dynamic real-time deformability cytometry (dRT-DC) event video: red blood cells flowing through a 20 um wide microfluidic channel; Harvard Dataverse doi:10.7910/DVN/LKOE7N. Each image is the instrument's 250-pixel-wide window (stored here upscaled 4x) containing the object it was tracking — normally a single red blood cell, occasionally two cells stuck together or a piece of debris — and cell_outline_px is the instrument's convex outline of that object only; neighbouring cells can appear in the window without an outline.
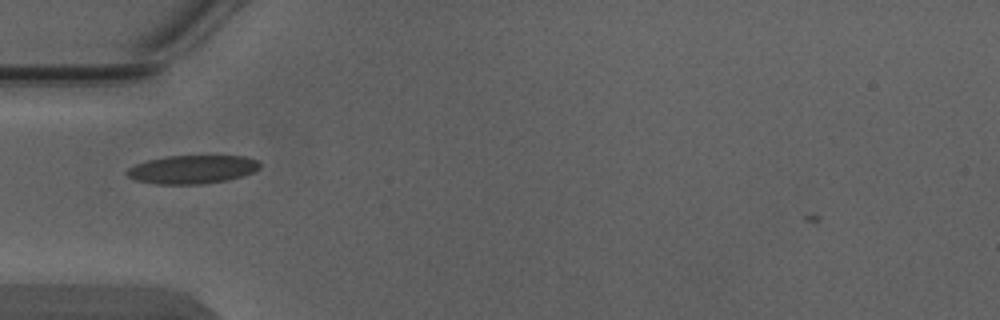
{"species": "Egyptian fruit bat (a non-hibernating species)", "species_latin": "Rousettus aegyptiacus", "temperature_condition": "warm", "stored_images_in_passage": 1, "camera_frame_rate_fps": 3000, "um_per_image_px": 0.085, "animal": {"sex": "male"}, "frame": {"image": 1, "passage_image": 1, "time_ms": 0.0, "image_size_px": [1000, 320], "cell_outline_px": [[260, 168], [244, 176], [228, 180], [200, 184], [156, 184], [136, 180], [128, 176], [124, 172], [128, 168], [136, 164], [148, 160], [164, 156], [244, 156], [260, 160]], "centroid_in_image_um": [16.36, 14.4], "position_along_channel_um": 68.6, "area_um2": 22.14}}